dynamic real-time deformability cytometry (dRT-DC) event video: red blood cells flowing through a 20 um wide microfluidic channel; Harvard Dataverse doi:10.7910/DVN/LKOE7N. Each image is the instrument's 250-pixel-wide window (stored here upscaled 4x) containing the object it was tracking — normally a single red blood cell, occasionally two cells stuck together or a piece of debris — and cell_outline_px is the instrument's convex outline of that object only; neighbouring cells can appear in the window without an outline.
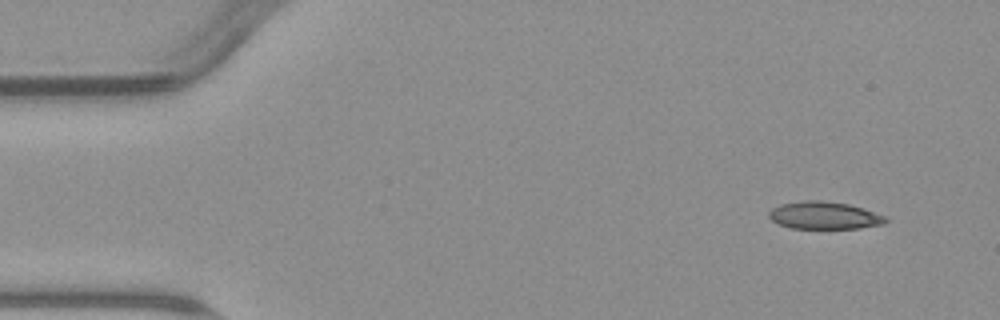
{"species": "common noctule bat (a hibernating species)", "species_latin": "Nyctalus noctula", "temperature_condition": "warm", "stored_images_in_passage": 4, "camera_frame_rate_fps": 3000, "um_per_image_px": 0.085, "animal": {"sex": "male", "body_mass_g": 23.1, "forearm_length_mm": 52.7}, "frame": {"image": 1, "passage_image": 1, "time_ms": 0.0, "image_size_px": [1000, 320], "cell_outline_px": [[888, 220], [884, 224], [860, 228], [792, 228], [780, 224], [772, 220], [768, 216], [768, 212], [772, 208], [780, 204], [804, 200], [820, 200], [848, 204], [864, 208], [888, 216]], "centroid_in_image_um": [70.1, 18.3], "position_along_channel_um": 14.9, "area_um2": 18.79}}
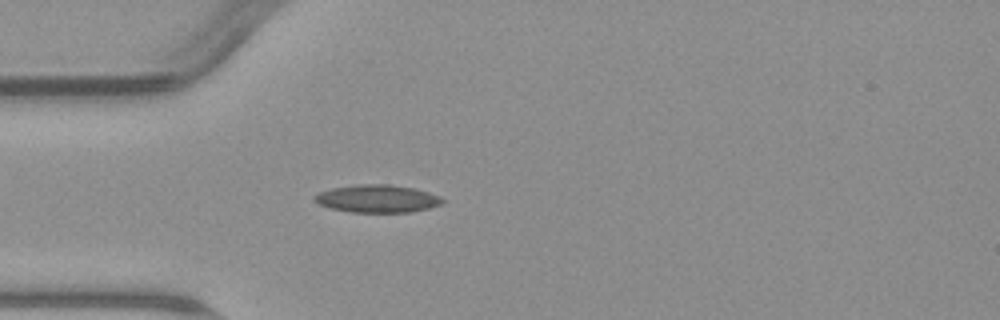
{"frame": {"image": 2, "passage_image": 4, "time_ms": 3.667, "image_size_px": [1000, 320], "cell_outline_px": [[444, 204], [428, 208], [408, 212], [352, 212], [332, 208], [320, 204], [312, 200], [312, 196], [320, 192], [332, 188], [356, 184], [388, 184], [412, 188], [428, 192], [440, 196], [444, 200]], "centroid_in_image_um": [32.07, 16.88], "position_along_channel_um": 52.9, "area_um2": 20.58}}